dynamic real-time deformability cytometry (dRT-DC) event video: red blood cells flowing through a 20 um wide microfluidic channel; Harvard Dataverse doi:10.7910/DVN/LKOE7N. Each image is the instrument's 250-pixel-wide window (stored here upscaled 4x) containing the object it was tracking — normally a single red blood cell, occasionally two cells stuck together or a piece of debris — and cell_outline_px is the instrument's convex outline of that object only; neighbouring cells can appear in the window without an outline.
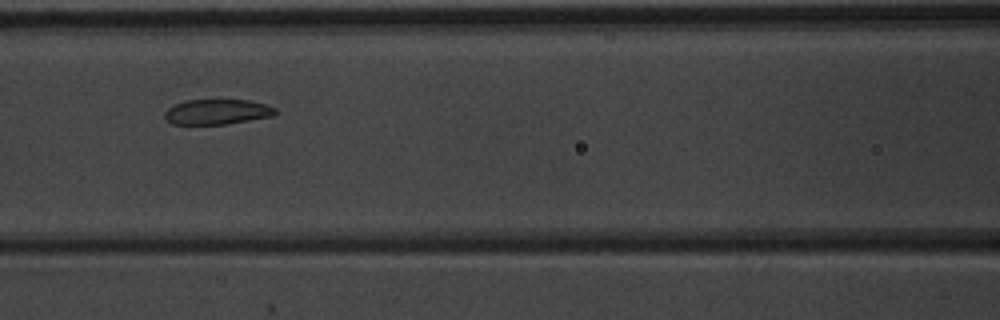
{"species": "common noctule bat (a hibernating species)", "species_latin": "Nyctalus noctula", "temperature_condition": "warm", "stored_images_in_passage": 7, "camera_frame_rate_fps": 3000, "um_per_image_px": 0.085, "animal": {"sex": "male", "body_mass_g": 20.1, "forearm_length_mm": 53.5}, "frame": {"image": 1, "passage_image": 5, "time_ms": 1.333, "image_size_px": [1000, 320], "cell_outline_px": [[280, 112], [272, 116], [224, 124], [172, 124], [164, 116], [164, 112], [168, 108], [184, 100], [248, 100], [264, 104], [276, 108]], "centroid_in_image_um": [18.46, 9.5], "position_along_channel_um": 148.1, "area_um2": 16.13}}
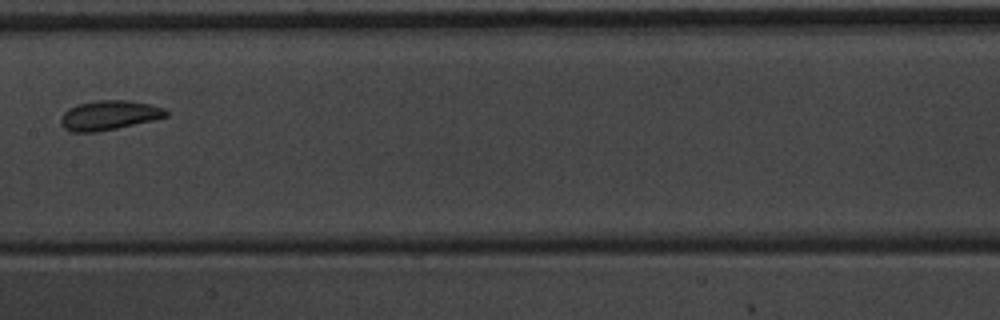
{"frame": {"image": 2, "passage_image": 6, "time_ms": 1.667, "image_size_px": [1000, 320], "cell_outline_px": [[168, 116], [152, 120], [116, 128], [96, 132], [72, 132], [64, 128], [60, 124], [60, 120], [64, 112], [68, 108], [76, 104], [96, 100], [128, 100], [148, 104], [164, 108], [168, 112]], "centroid_in_image_um": [9.23, 9.79], "position_along_channel_um": 198.2, "area_um2": 18.03}}
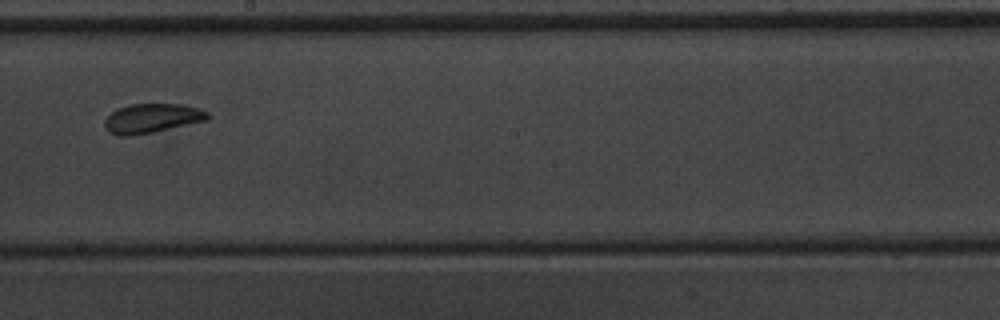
{"frame": {"image": 3, "passage_image": 7, "time_ms": 2.0, "image_size_px": [1000, 320], "cell_outline_px": [[208, 120], [152, 132], [132, 136], [116, 136], [108, 132], [104, 128], [104, 120], [116, 108], [128, 104], [184, 104], [200, 108], [208, 112]], "centroid_in_image_um": [12.87, 10.05], "position_along_channel_um": 235.3, "area_um2": 17.8}}